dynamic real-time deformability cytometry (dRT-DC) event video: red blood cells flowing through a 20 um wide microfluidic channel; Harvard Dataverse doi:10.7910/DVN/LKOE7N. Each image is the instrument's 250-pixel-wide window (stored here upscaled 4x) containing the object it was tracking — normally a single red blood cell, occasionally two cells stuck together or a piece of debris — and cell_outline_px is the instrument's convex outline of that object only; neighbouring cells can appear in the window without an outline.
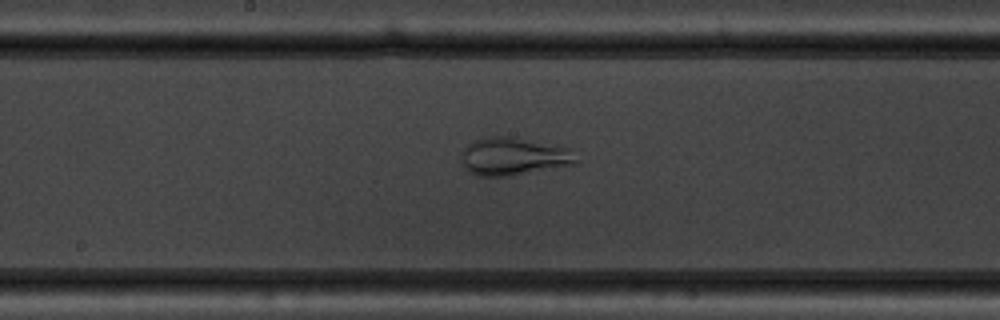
{"species": "common noctule bat (a hibernating species)", "species_latin": "Nyctalus noctula", "temperature_condition": "warm", "stored_images_in_passage": 44, "camera_frame_rate_fps": 3000, "um_per_image_px": 0.085, "animal": {"sex": "male", "body_mass_g": 19.5, "forearm_length_mm": 54.6}, "frame": {"image": 1, "passage_image": 18, "time_ms": 5.667, "image_size_px": [1000, 320], "cell_outline_px": [[576, 164], [504, 176], [476, 176], [464, 168], [460, 160], [464, 148], [472, 140], [488, 136], [512, 136], [572, 148], [576, 160]], "centroid_in_image_um": [43.61, 13.27], "position_along_channel_um": 204.6, "area_um2": 25.37}}
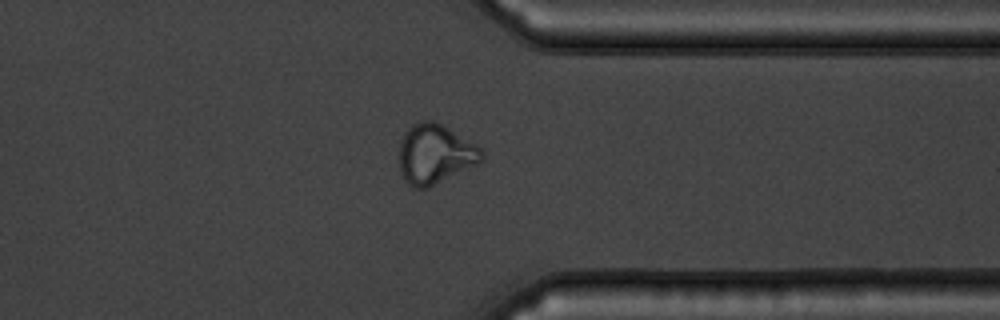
{"frame": {"image": 2, "passage_image": 32, "time_ms": 10.333, "image_size_px": [1000, 320], "cell_outline_px": [[484, 160], [480, 164], [428, 188], [416, 188], [408, 184], [404, 180], [400, 172], [400, 140], [404, 132], [412, 124], [424, 120], [432, 120], [448, 128], [484, 148]], "centroid_in_image_um": [37.02, 13.11], "position_along_channel_um": 374.4, "area_um2": 29.13}}
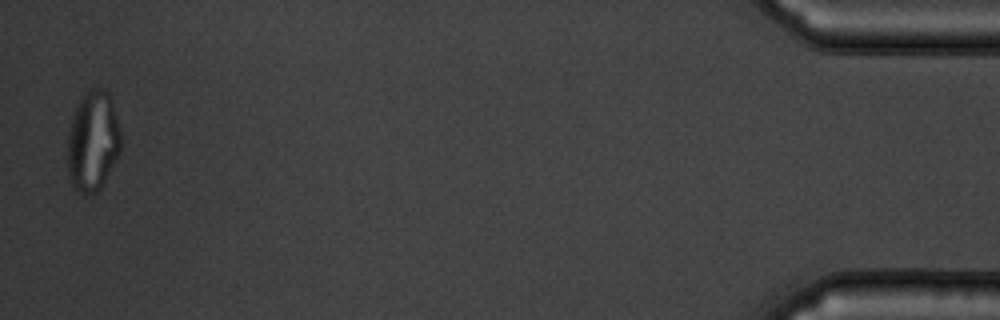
{"frame": {"image": 3, "passage_image": 43, "time_ms": 14.0, "image_size_px": [1000, 320], "cell_outline_px": [[120, 152], [100, 188], [96, 192], [84, 196], [72, 184], [68, 172], [68, 128], [80, 96], [84, 92], [92, 88], [104, 88], [108, 92], [112, 100], [120, 132]], "centroid_in_image_um": [7.88, 11.97], "position_along_channel_um": 427.3, "area_um2": 31.15}, "authors_computed_cell_mechanics": {"area_um2": 28.611, "velocity_mm_per_s": 3.6972, "shape_relaxation_time_tau1_ms": 9.3311, "shape_relaxation_time_tau2_ms": null, "deformation_change_tau1": 0.2013, "deformation_change_tau2": null}}